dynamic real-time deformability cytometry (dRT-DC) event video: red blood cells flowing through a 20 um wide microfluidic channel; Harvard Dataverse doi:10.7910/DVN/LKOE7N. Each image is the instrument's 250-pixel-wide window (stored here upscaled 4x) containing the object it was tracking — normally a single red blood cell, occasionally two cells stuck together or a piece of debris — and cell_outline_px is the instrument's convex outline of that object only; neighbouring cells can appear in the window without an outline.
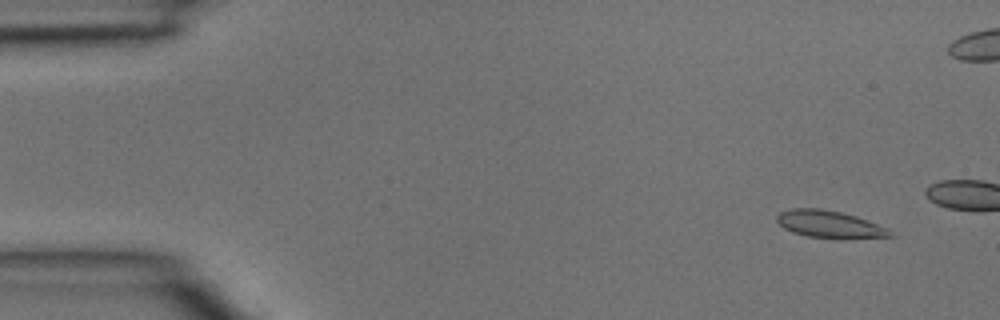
{"species": "common noctule bat (a hibernating species)", "species_latin": "Nyctalus noctula", "temperature_condition": "room temperature", "stored_images_in_passage": 14, "camera_frame_rate_fps": 3000, "um_per_image_px": 0.085, "animal": {"sex": "male", "body_mass_g": 15.6}, "frame": {"image": 1, "passage_image": 3, "time_ms": 0.667, "image_size_px": [1000, 320], "cell_outline_px": [[896, 236], [808, 236], [792, 232], [784, 228], [776, 220], [776, 216], [780, 212], [792, 208], [820, 208], [840, 212], [856, 216], [888, 228]], "centroid_in_image_um": [70.43, 19.01], "position_along_channel_um": 14.6, "area_um2": 17.05}}